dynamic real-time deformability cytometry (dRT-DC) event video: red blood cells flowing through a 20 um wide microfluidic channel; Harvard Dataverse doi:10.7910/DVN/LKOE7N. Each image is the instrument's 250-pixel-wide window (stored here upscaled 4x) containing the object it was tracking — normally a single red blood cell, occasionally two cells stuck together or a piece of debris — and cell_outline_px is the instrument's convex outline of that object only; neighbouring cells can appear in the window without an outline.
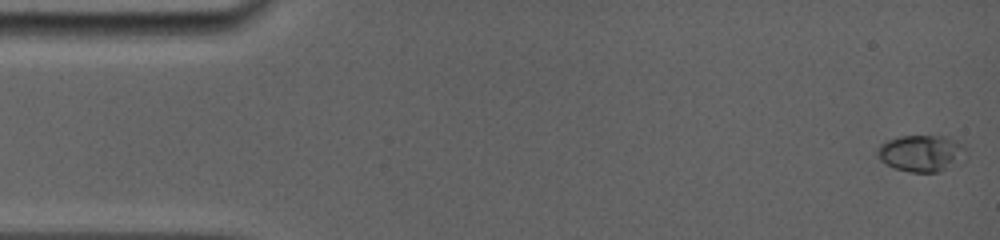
{"species": "common noctule bat (a hibernating species)", "species_latin": "Nyctalus noctula", "temperature_condition": "room temperature", "stored_images_in_passage": 5, "camera_frame_rate_fps": 5000, "um_per_image_px": 0.085, "animal": {"sex": "female", "body_mass_g": 19.0, "forearm_length_mm": 56.7}, "frame": {"image": 1, "passage_image": 1, "time_ms": 0.0, "image_size_px": [1000, 240], "cell_outline_px": [[968, 148], [964, 160], [940, 172], [912, 172], [892, 168], [880, 160], [876, 152], [876, 148], [880, 144], [888, 140], [900, 136], [948, 136], [956, 140]], "centroid_in_image_um": [78.34, 13.03], "position_along_channel_um": 6.7, "area_um2": 19.31}}
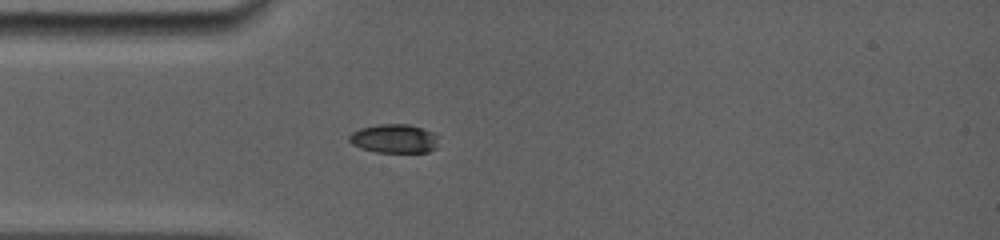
{"frame": {"image": 2, "passage_image": 5, "time_ms": 4.2, "image_size_px": [1000, 240], "cell_outline_px": [[436, 148], [428, 152], [376, 152], [360, 148], [352, 144], [348, 140], [348, 136], [352, 132], [360, 128], [376, 124], [408, 124], [424, 128], [432, 132], [436, 136]], "centroid_in_image_um": [33.47, 11.77], "position_along_channel_um": 51.5, "area_um2": 15.09}}